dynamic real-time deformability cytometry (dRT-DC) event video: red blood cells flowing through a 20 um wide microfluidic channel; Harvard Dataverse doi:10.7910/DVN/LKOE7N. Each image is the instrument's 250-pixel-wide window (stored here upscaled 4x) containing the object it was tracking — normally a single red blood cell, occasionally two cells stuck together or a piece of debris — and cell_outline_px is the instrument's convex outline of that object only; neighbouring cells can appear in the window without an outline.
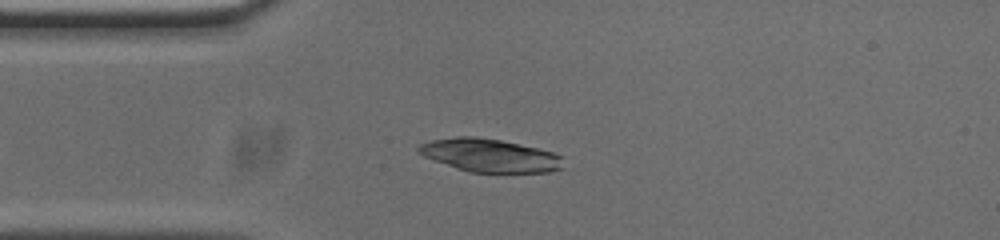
{"species": "common noctule bat (a hibernating species)", "species_latin": "Nyctalus noctula", "temperature_condition": "cold", "stored_images_in_passage": 42, "camera_frame_rate_fps": 3000, "um_per_image_px": 0.085, "animal": {"sex": "male", "body_mass_g": 20.0, "forearm_length_mm": 53.3}, "frame": {"image": 1, "passage_image": 5, "time_ms": 1.333, "image_size_px": [1000, 240], "cell_outline_px": [[564, 168], [548, 172], [468, 172], [456, 168], [424, 156], [416, 152], [416, 148], [420, 144], [432, 140], [456, 136], [476, 136], [500, 140], [536, 148], [552, 152], [564, 156]], "centroid_in_image_um": [41.64, 13.21], "position_along_channel_um": 43.4, "area_um2": 27.98}}
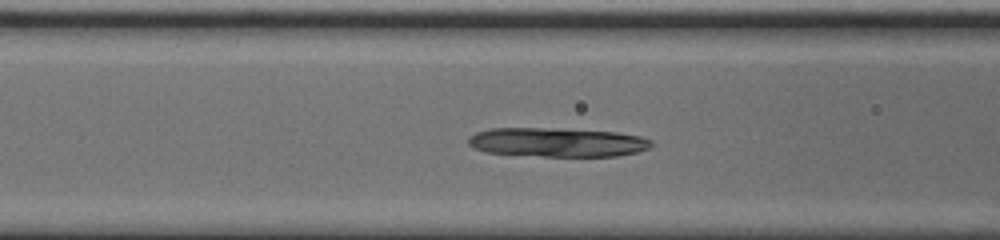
{"frame": {"image": 2, "passage_image": 12, "time_ms": 3.667, "image_size_px": [1000, 240], "cell_outline_px": [[652, 144], [648, 148], [636, 152], [616, 156], [544, 156], [484, 152], [468, 144], [468, 136], [476, 132], [492, 128], [544, 128], [616, 132], [640, 136], [652, 140]], "centroid_in_image_um": [47.34, 12.09], "position_along_channel_um": 119.3, "area_um2": 30.81}}
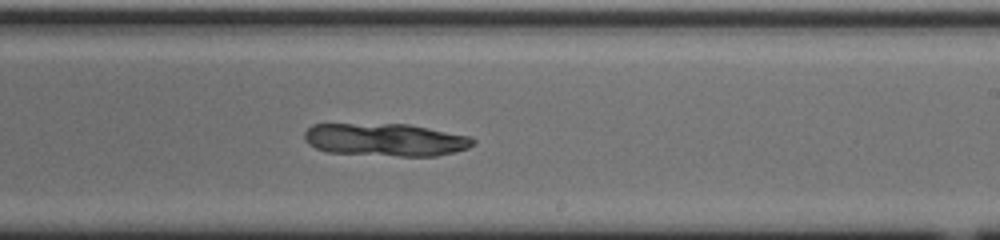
{"frame": {"image": 3, "passage_image": 23, "time_ms": 7.333, "image_size_px": [1000, 240], "cell_outline_px": [[476, 144], [468, 148], [436, 156], [400, 156], [328, 152], [316, 148], [308, 144], [304, 140], [304, 132], [312, 124], [408, 124], [472, 136], [476, 140]], "centroid_in_image_um": [32.79, 11.87], "position_along_channel_um": 256.2, "area_um2": 32.31}}